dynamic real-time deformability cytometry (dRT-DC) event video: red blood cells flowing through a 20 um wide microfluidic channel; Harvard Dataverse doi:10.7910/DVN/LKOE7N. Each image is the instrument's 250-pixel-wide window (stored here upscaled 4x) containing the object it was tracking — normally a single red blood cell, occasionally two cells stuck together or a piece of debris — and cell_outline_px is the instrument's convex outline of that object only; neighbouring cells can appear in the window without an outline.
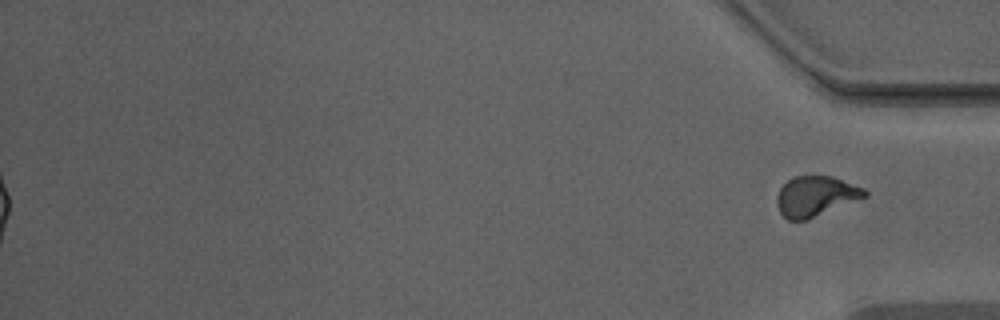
{"species": "Egyptian fruit bat (a non-hibernating species)", "species_latin": "Rousettus aegyptiacus", "temperature_condition": "warm", "stored_images_in_passage": 53, "segment_of_instrument_passage": [2, 2], "camera_frame_rate_fps": 3000, "um_per_image_px": 0.085, "animal": {"sex": "male"}, "frame": {"image": 1, "passage_image": 53, "time_ms": 17.333, "image_size_px": [1000, 320], "cell_outline_px": [[868, 196], [808, 220], [788, 220], [780, 212], [776, 204], [776, 196], [780, 188], [792, 176], [832, 176], [864, 188], [868, 192]], "centroid_in_image_um": [69.33, 16.68], "position_along_channel_um": 365.9, "area_um2": 20.69}}